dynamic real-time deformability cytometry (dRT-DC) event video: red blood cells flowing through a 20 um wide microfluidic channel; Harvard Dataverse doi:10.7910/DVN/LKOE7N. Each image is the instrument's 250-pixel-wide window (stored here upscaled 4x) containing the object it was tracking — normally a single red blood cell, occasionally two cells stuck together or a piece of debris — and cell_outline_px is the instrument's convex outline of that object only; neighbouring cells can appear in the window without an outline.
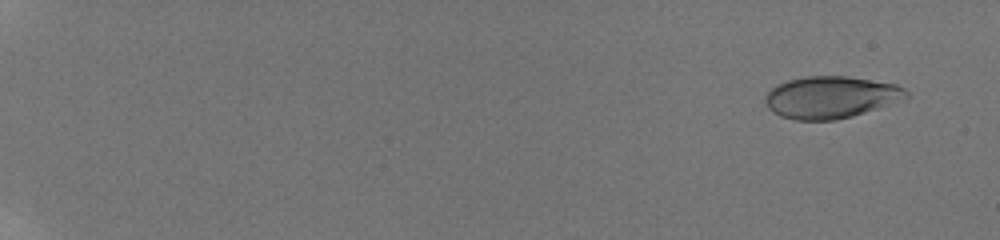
{"species": "human", "species_latin": "Homo sapiens", "temperature_condition": "room temperature", "stored_images_in_passage": 57, "camera_frame_rate_fps": 3000, "um_per_image_px": 0.085, "donor": {"sex": "male"}, "frame": {"image": 1, "passage_image": 3, "time_ms": 0.667, "image_size_px": [1000, 240], "cell_outline_px": [[908, 96], [876, 108], [852, 116], [836, 120], [796, 120], [780, 116], [772, 112], [768, 108], [764, 100], [764, 96], [776, 84], [788, 80], [804, 76], [848, 76], [896, 84], [904, 88], [908, 92]], "centroid_in_image_um": [70.55, 8.26], "position_along_channel_um": 14.5, "area_um2": 34.33}}
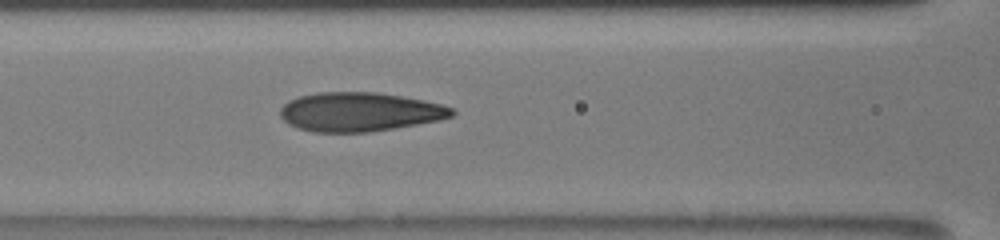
{"frame": {"image": 2, "passage_image": 29, "time_ms": 9.333, "image_size_px": [1000, 240], "cell_outline_px": [[456, 112], [452, 116], [436, 120], [396, 128], [368, 132], [312, 132], [288, 124], [280, 116], [280, 108], [288, 100], [300, 96], [320, 92], [376, 92], [424, 100], [440, 104], [452, 108]], "centroid_in_image_um": [30.53, 9.51], "position_along_channel_um": 136.1, "area_um2": 38.84}}
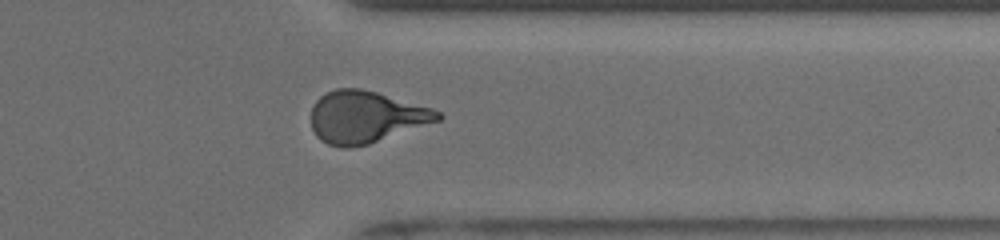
{"frame": {"image": 3, "passage_image": 48, "time_ms": 15.667, "image_size_px": [1000, 240], "cell_outline_px": [[444, 116], [440, 120], [368, 144], [348, 148], [340, 148], [328, 144], [320, 140], [316, 136], [312, 128], [312, 108], [316, 100], [320, 96], [336, 88], [360, 88], [376, 92], [432, 108], [440, 112]], "centroid_in_image_um": [31.07, 9.95], "position_along_channel_um": 380.3, "area_um2": 38.15}, "authors_computed_cell_mechanics": {"area_um2": 37.5122, "velocity_mm_per_s": 3.8577, "shape_relaxation_time_tau1_ms": 10.4399, "shape_relaxation_time_tau2_ms": 0.885, "deformation_change_tau1": 0.3314, "deformation_change_tau2": 0.071}}